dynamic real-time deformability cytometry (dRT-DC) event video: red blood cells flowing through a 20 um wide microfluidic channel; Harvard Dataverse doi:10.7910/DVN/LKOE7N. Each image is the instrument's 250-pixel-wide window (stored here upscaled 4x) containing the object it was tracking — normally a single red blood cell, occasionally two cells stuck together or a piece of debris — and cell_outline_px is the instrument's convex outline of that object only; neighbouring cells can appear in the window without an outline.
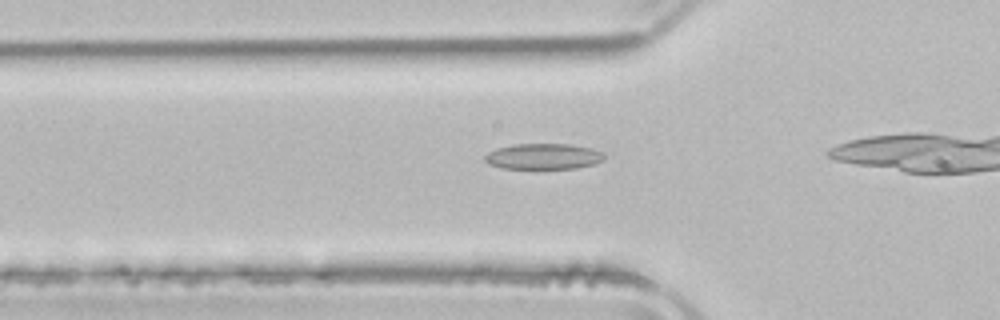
{"species": "common noctule bat (a hibernating species)", "species_latin": "Nyctalus noctula", "temperature_condition": "room temperature", "stored_images_in_passage": 19, "camera_frame_rate_fps": 3000, "um_per_image_px": 0.085, "animal": {"sex": "male", "body_mass_g": 21.5, "forearm_length_mm": 52.0}, "frame": {"image": 1, "passage_image": 11, "time_ms": 3.333, "image_size_px": [1000, 320], "cell_outline_px": [[604, 160], [596, 164], [576, 168], [500, 168], [488, 164], [484, 160], [484, 156], [488, 152], [496, 148], [512, 144], [568, 144], [592, 148], [604, 152]], "centroid_in_image_um": [46.19, 13.29], "position_along_channel_um": 79.6, "area_um2": 18.09}}
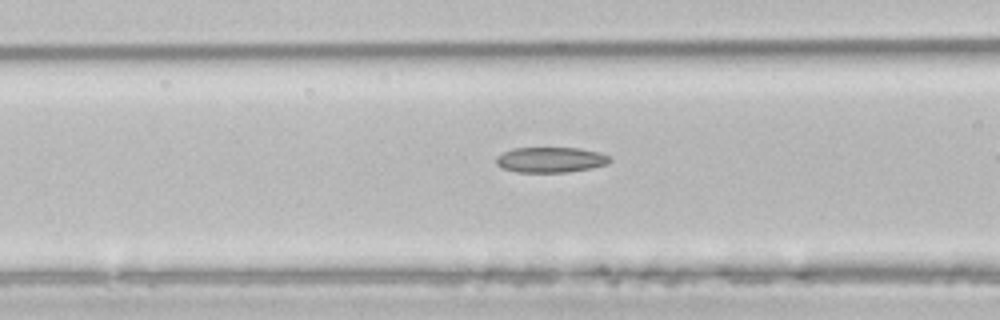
{"frame": {"image": 2, "passage_image": 14, "time_ms": 4.333, "image_size_px": [1000, 320], "cell_outline_px": [[612, 160], [608, 164], [592, 168], [564, 172], [516, 172], [500, 168], [496, 164], [496, 156], [512, 148], [580, 148], [600, 152], [608, 156]], "centroid_in_image_um": [46.79, 13.58], "position_along_channel_um": 119.8, "area_um2": 16.94}}
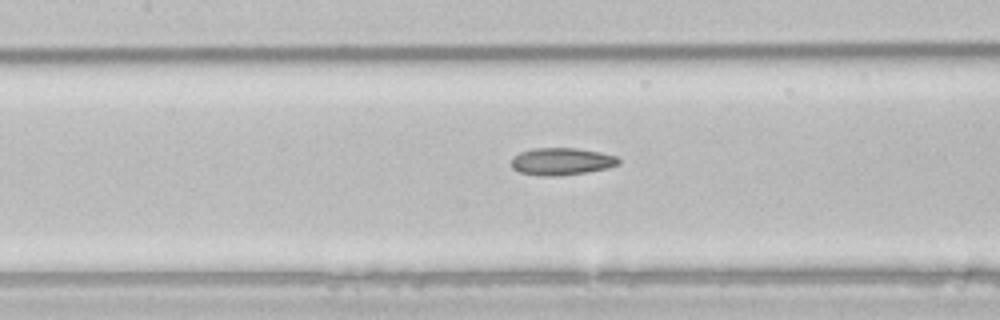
{"frame": {"image": 3, "passage_image": 17, "time_ms": 5.333, "image_size_px": [1000, 320], "cell_outline_px": [[620, 164], [608, 168], [560, 176], [536, 176], [520, 172], [512, 168], [512, 156], [520, 152], [532, 148], [576, 148], [600, 152], [616, 156], [620, 160]], "centroid_in_image_um": [47.71, 13.72], "position_along_channel_um": 159.7, "area_um2": 17.17}}